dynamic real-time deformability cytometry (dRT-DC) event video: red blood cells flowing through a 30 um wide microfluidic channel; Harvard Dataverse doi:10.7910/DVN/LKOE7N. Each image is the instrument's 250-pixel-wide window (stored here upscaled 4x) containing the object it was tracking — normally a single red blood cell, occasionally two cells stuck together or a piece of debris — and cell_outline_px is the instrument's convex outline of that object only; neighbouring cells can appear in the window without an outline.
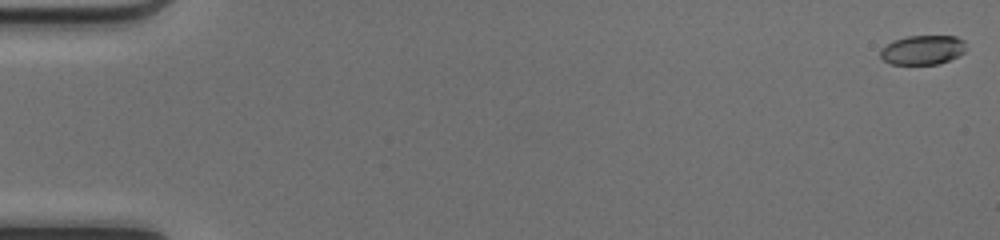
{"species": "common noctule bat (a hibernating species)", "species_latin": "Nyctalus noctula", "temperature_condition": "cold", "stored_images_in_passage": 13, "camera_frame_rate_fps": 3000, "um_per_image_px": 0.085, "animal": {"sex": "female", "body_mass_g": 17.0, "forearm_length_mm": 48.0}, "frame": {"image": 1, "passage_image": 1, "time_ms": 0.0, "image_size_px": [1000, 240], "cell_outline_px": [[964, 52], [940, 64], [892, 64], [884, 60], [880, 56], [880, 48], [892, 40], [908, 36], [956, 36], [964, 40]], "centroid_in_image_um": [78.38, 4.23], "position_along_channel_um": 6.6, "area_um2": 14.62}}